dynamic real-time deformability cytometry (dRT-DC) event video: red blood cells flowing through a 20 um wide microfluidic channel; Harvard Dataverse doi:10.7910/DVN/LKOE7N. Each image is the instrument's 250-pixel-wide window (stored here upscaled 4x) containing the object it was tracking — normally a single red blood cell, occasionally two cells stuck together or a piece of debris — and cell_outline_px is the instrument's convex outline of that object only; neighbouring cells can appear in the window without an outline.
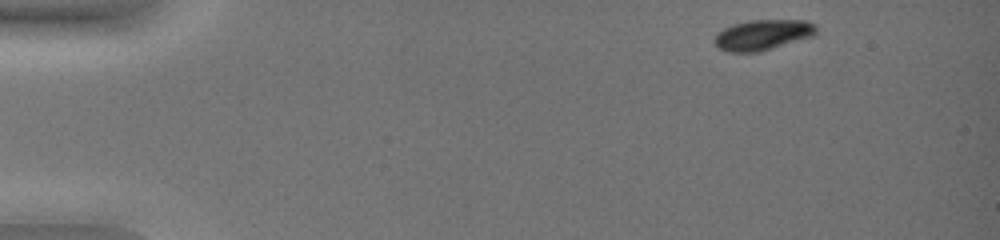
{"species": "common noctule bat (a hibernating species)", "species_latin": "Nyctalus noctula", "temperature_condition": "warm", "stored_images_in_passage": 47, "camera_frame_rate_fps": 3000, "um_per_image_px": 0.085, "animal": {"sex": "female", "body_mass_g": 19.0, "forearm_length_mm": 51.5}, "frame": {"image": 1, "passage_image": 1, "time_ms": 0.0, "image_size_px": [1000, 240], "cell_outline_px": [[816, 36], [760, 52], [728, 52], [720, 48], [716, 44], [716, 32], [732, 24], [748, 20], [808, 20], [816, 24]], "centroid_in_image_um": [64.89, 2.96], "position_along_channel_um": 20.1, "area_um2": 18.32}}
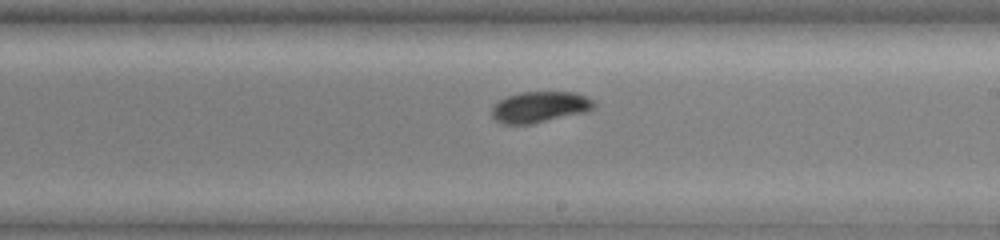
{"frame": {"image": 2, "passage_image": 28, "time_ms": 9.0, "image_size_px": [1000, 240], "cell_outline_px": [[596, 108], [588, 112], [532, 124], [504, 124], [496, 120], [492, 116], [492, 108], [500, 100], [508, 96], [520, 92], [576, 92], [588, 96], [596, 100]], "centroid_in_image_um": [45.98, 9.09], "position_along_channel_um": 243.0, "area_um2": 18.79}}
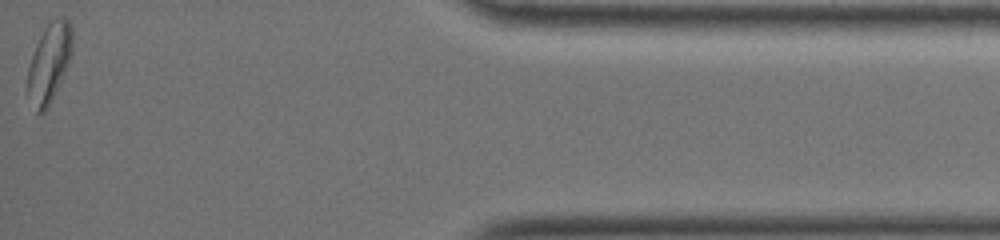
{"frame": {"image": 3, "passage_image": 47, "time_ms": 15.333, "image_size_px": [1000, 240], "cell_outline_px": [[72, 56], [52, 100], [48, 108], [44, 112], [36, 112], [28, 92], [28, 68], [36, 44], [44, 28], [52, 20], [60, 16], [64, 16], [68, 20], [72, 28]], "centroid_in_image_um": [4.21, 5.31], "position_along_channel_um": 431.0, "area_um2": 20.4}, "authors_computed_cell_mechanics": {"area_um2": 18.8428, "velocity_mm_per_s": 3.7433, "shape_relaxation_time_tau1_ms": 1.1558, "shape_relaxation_time_tau2_ms": 6.928, "deformation_change_tau1": 0.1115, "deformation_change_tau2": 0.0689}}